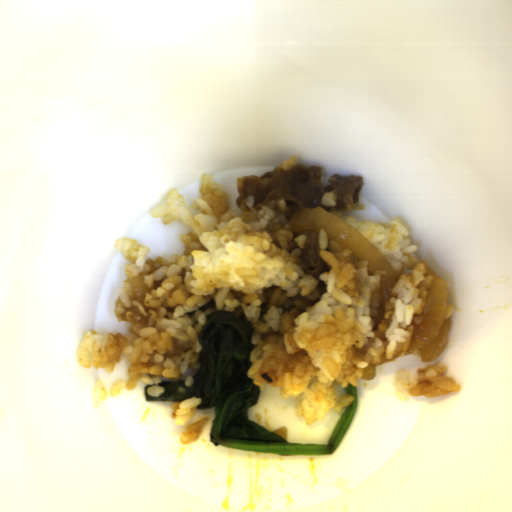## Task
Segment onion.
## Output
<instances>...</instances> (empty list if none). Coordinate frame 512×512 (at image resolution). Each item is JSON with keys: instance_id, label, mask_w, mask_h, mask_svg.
<instances>
[{"instance_id": "06740285", "label": "onion", "mask_w": 512, "mask_h": 512, "mask_svg": "<svg viewBox=\"0 0 512 512\" xmlns=\"http://www.w3.org/2000/svg\"><path fill=\"white\" fill-rule=\"evenodd\" d=\"M289 224L297 233L313 230L318 234L320 230H324L327 238L336 241L342 248L367 262L371 275L378 271H386V274L380 276L381 300L384 305L390 301L393 295L392 288L398 280L397 270L384 254L350 223L321 206H316L299 207L291 215Z\"/></svg>"}, {"instance_id": "6bf65262", "label": "onion", "mask_w": 512, "mask_h": 512, "mask_svg": "<svg viewBox=\"0 0 512 512\" xmlns=\"http://www.w3.org/2000/svg\"><path fill=\"white\" fill-rule=\"evenodd\" d=\"M424 266L425 276L432 275L426 302L422 308V321L413 329L410 344L404 355L418 350L421 362L436 360L448 344L451 319H445L449 305L446 280L437 274L425 259L419 260Z\"/></svg>"}, {"instance_id": "23ac38db", "label": "onion", "mask_w": 512, "mask_h": 512, "mask_svg": "<svg viewBox=\"0 0 512 512\" xmlns=\"http://www.w3.org/2000/svg\"><path fill=\"white\" fill-rule=\"evenodd\" d=\"M401 354H402L401 351L400 352H396L391 358L386 359V353H383L381 358H380L381 362L380 363H376V364L379 366V365L388 363L390 361H393V360L398 359L399 357H401L402 356Z\"/></svg>"}, {"instance_id": "55239325", "label": "onion", "mask_w": 512, "mask_h": 512, "mask_svg": "<svg viewBox=\"0 0 512 512\" xmlns=\"http://www.w3.org/2000/svg\"><path fill=\"white\" fill-rule=\"evenodd\" d=\"M125 282H128L132 289L133 299L138 302H144L147 294L151 292L150 287L144 283L143 275H137L134 278H125Z\"/></svg>"}]
</instances>
